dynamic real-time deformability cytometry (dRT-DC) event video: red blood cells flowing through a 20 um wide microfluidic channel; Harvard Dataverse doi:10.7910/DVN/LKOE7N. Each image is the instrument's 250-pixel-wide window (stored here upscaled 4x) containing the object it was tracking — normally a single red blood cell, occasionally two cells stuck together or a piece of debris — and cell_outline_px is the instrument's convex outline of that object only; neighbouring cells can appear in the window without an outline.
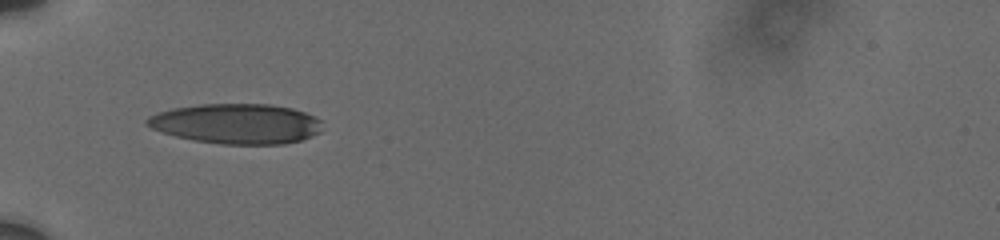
{"species": "human", "species_latin": "Homo sapiens", "temperature_condition": "cold", "stored_images_in_passage": 59, "camera_frame_rate_fps": 3000, "um_per_image_px": 0.085, "donor": {"sex": "male"}, "frame": {"image": 1, "passage_image": 1, "time_ms": 0.0, "image_size_px": [1000, 240], "cell_outline_px": [[320, 132], [312, 136], [300, 140], [284, 144], [220, 144], [192, 140], [176, 136], [152, 128], [144, 124], [144, 120], [148, 116], [160, 112], [176, 108], [204, 104], [268, 104], [292, 108], [304, 112], [320, 120]], "centroid_in_image_um": [20.09, 10.52], "position_along_channel_um": 64.9, "area_um2": 40.69}}
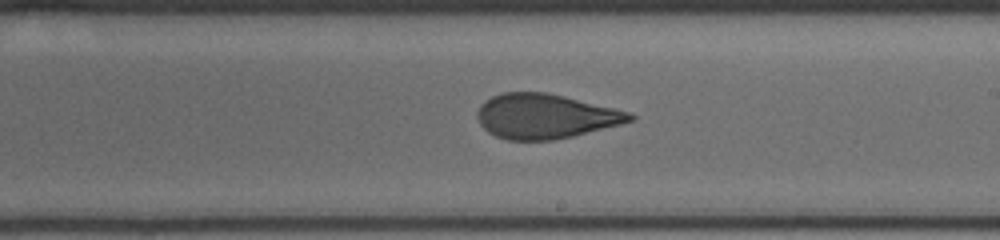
{"frame": {"image": 2, "passage_image": 24, "time_ms": 5.0, "image_size_px": [1000, 240], "cell_outline_px": [[636, 116], [632, 120], [620, 124], [572, 136], [552, 140], [508, 140], [496, 136], [488, 132], [480, 124], [476, 116], [476, 112], [480, 104], [492, 96], [504, 92], [544, 92], [564, 96], [628, 112]], "centroid_in_image_um": [46.28, 9.88], "position_along_channel_um": 242.7, "area_um2": 39.3}}
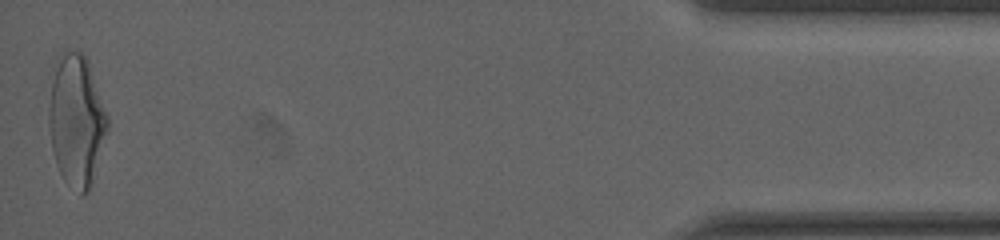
{"frame": {"image": 3, "passage_image": 58, "time_ms": 12.0, "image_size_px": [1000, 240], "cell_outline_px": [[108, 128], [92, 184], [88, 192], [84, 196], [80, 196], [64, 180], [56, 164], [52, 148], [48, 124], [48, 108], [52, 84], [56, 72], [64, 56], [68, 52], [80, 52], [88, 60], [108, 116]], "centroid_in_image_um": [6.52, 10.37], "position_along_channel_um": 428.7, "area_um2": 44.1}, "authors_computed_cell_mechanics": {"area_um2": 40.2288, "velocity_mm_per_s": 3.7146, "shape_relaxation_time_tau1_ms": 5.6167, "shape_relaxation_time_tau2_ms": 1.4032, "deformation_change_tau1": 0.184, "deformation_change_tau2": 0.089}}